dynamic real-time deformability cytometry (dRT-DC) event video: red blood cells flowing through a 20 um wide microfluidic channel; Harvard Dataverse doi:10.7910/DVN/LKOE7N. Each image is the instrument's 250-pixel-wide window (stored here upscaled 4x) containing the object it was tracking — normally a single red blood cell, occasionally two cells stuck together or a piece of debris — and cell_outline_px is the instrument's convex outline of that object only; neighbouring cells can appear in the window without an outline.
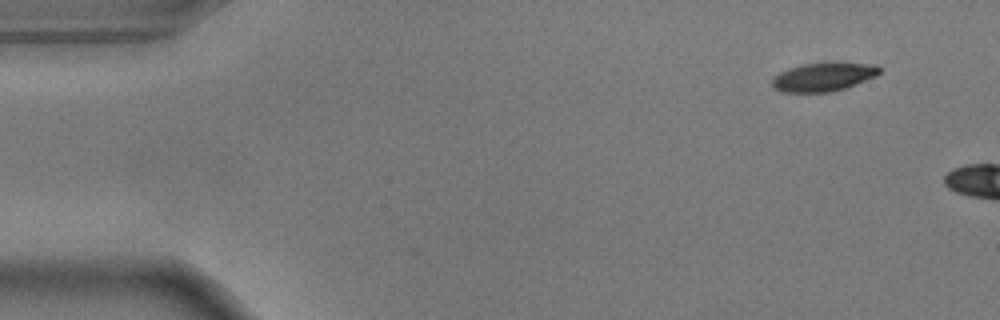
{"species": "common noctule bat (a hibernating species)", "species_latin": "Nyctalus noctula", "temperature_condition": "warm", "stored_images_in_passage": 4, "camera_frame_rate_fps": 3000, "um_per_image_px": 0.085, "animal": {"sex": "male", "body_mass_g": 17.9}, "frame": {"image": 1, "passage_image": 1, "time_ms": 0.0, "image_size_px": [1000, 320], "cell_outline_px": [[880, 72], [876, 76], [844, 88], [828, 92], [780, 92], [772, 88], [772, 76], [788, 68], [804, 64], [876, 64], [880, 68]], "centroid_in_image_um": [69.91, 6.56], "position_along_channel_um": 15.1, "area_um2": 17.46}}